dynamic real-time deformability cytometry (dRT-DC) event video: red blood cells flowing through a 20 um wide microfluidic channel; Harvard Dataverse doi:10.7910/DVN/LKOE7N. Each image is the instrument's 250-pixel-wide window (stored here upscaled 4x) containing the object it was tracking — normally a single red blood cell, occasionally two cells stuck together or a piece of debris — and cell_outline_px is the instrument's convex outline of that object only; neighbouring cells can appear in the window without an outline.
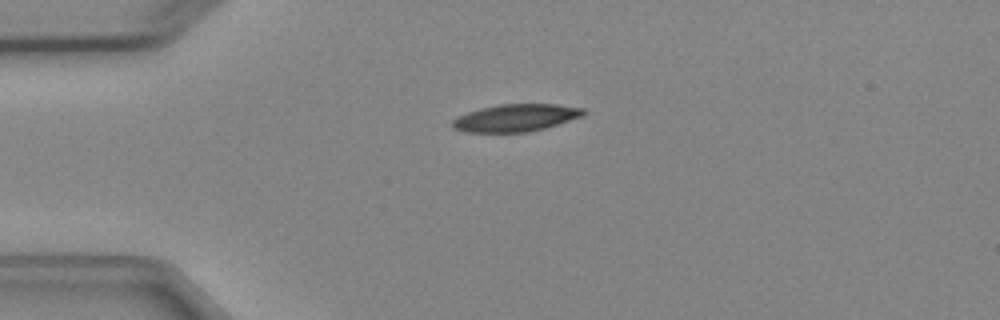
{"species": "Egyptian fruit bat (a non-hibernating species)", "species_latin": "Rousettus aegyptiacus", "temperature_condition": "cold", "stored_images_in_passage": 2, "camera_frame_rate_fps": 3000, "um_per_image_px": 0.085, "animal": {"sex": "female"}, "frame": {"image": 1, "passage_image": 1, "time_ms": 0.0, "image_size_px": [1000, 320], "cell_outline_px": [[588, 112], [584, 116], [544, 128], [528, 132], [464, 132], [452, 128], [452, 120], [468, 112], [480, 108], [500, 104], [556, 104], [584, 108]], "centroid_in_image_um": [43.87, 10.01], "position_along_channel_um": 41.1, "area_um2": 20.92}}